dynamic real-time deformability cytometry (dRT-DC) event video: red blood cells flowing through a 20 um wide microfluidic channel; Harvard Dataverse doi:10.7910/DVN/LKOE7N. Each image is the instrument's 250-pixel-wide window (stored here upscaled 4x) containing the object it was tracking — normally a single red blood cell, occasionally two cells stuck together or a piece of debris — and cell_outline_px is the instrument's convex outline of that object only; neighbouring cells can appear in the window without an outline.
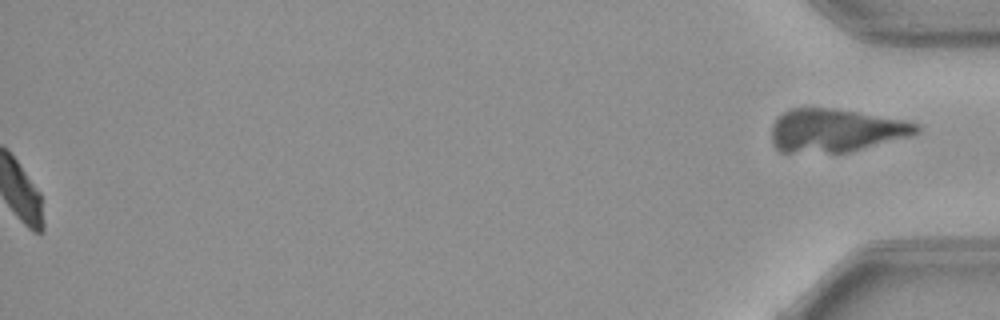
{"species": "common noctule bat (a hibernating species)", "species_latin": "Nyctalus noctula", "temperature_condition": "warm", "stored_images_in_passage": 54, "segment_of_instrument_passage": [2, 2], "camera_frame_rate_fps": 3000, "um_per_image_px": 0.085, "animal": {"sex": "female", "body_mass_g": 21.9}, "frame": {"image": 1, "passage_image": 54, "time_ms": 17.667, "image_size_px": [1000, 320], "cell_outline_px": [[920, 132], [908, 136], [848, 152], [780, 152], [772, 144], [772, 124], [784, 112], [792, 108], [832, 108], [904, 120], [920, 124]], "centroid_in_image_um": [71.01, 11.08], "position_along_channel_um": 364.2, "area_um2": 36.07}}